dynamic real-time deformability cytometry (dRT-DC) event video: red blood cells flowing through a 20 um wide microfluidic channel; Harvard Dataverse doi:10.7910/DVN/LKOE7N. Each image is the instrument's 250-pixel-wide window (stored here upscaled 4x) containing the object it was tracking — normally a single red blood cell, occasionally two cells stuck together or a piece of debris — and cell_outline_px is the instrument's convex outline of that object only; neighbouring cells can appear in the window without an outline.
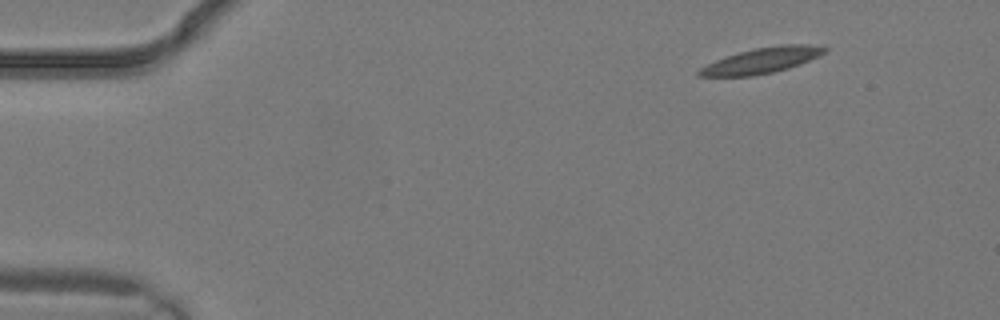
{"species": "common noctule bat (a hibernating species)", "species_latin": "Nyctalus noctula", "temperature_condition": "warm", "stored_images_in_passage": 4, "camera_frame_rate_fps": 3000, "um_per_image_px": 0.085, "animal": {"sex": "male", "body_mass_g": 19.2, "forearm_length_mm": 51.8}, "frame": {"image": 1, "passage_image": 4, "time_ms": 1.0, "image_size_px": [1000, 320], "cell_outline_px": [[828, 48], [820, 56], [800, 64], [788, 68], [772, 72], [752, 76], [696, 76], [696, 72], [700, 68], [716, 60], [740, 52], [756, 48], [784, 44], [804, 44]], "centroid_in_image_um": [64.75, 5.15], "position_along_channel_um": 20.3, "area_um2": 18.38}}